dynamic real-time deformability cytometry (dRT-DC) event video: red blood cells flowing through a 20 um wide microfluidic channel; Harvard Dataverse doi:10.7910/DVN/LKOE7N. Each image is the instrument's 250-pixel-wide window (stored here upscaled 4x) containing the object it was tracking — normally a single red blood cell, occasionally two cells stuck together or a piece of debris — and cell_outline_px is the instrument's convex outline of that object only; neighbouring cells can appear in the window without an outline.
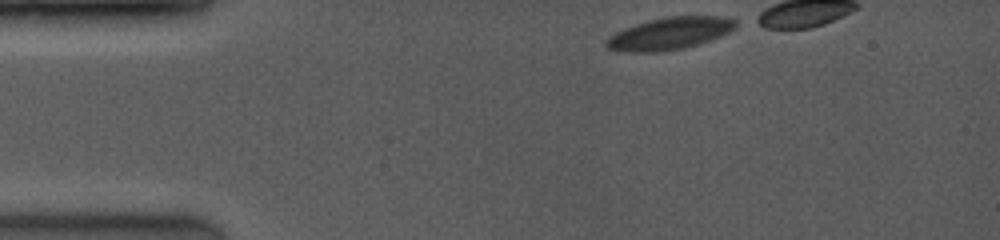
{"species": "common noctule bat (a hibernating species)", "species_latin": "Nyctalus noctula", "temperature_condition": "room temperature", "stored_images_in_passage": 14, "camera_frame_rate_fps": 4000, "um_per_image_px": 0.085, "animal": {"sex": "female", "body_mass_g": 19.0, "forearm_length_mm": 53.3}, "frame": {"image": 1, "passage_image": 1, "time_ms": 0.0, "image_size_px": [1000, 240], "cell_outline_px": [[736, 28], [720, 36], [700, 44], [684, 48], [656, 52], [624, 52], [608, 48], [604, 44], [604, 40], [616, 32], [624, 28], [648, 20], [664, 16], [720, 16], [736, 20]], "centroid_in_image_um": [56.9, 2.84], "position_along_channel_um": 28.1, "area_um2": 24.39}}